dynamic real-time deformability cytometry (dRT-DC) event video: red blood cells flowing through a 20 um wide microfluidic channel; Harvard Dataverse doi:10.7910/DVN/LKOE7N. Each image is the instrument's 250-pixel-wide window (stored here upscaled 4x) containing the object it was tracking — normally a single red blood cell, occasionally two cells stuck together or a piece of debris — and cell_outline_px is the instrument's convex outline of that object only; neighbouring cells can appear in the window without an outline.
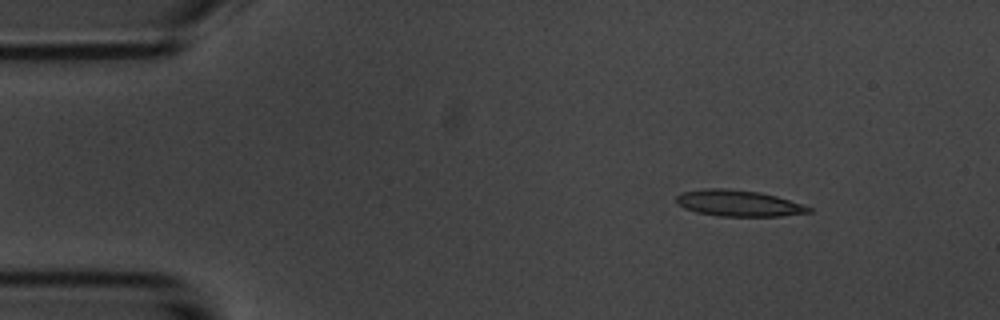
{"species": "common noctule bat (a hibernating species)", "species_latin": "Nyctalus noctula", "temperature_condition": "room temperature", "stored_images_in_passage": 5, "camera_frame_rate_fps": 3000, "um_per_image_px": 0.085, "animal": {"sex": "male", "body_mass_g": 20.1, "forearm_length_mm": 53.5}, "frame": {"image": 1, "passage_image": 2, "time_ms": 1.333, "image_size_px": [1000, 320], "cell_outline_px": [[812, 212], [780, 216], [720, 216], [696, 212], [684, 208], [676, 200], [676, 196], [684, 192], [704, 188], [724, 188], [760, 192], [776, 196], [812, 208]], "centroid_in_image_um": [62.76, 17.27], "position_along_channel_um": 22.2, "area_um2": 20.0}}
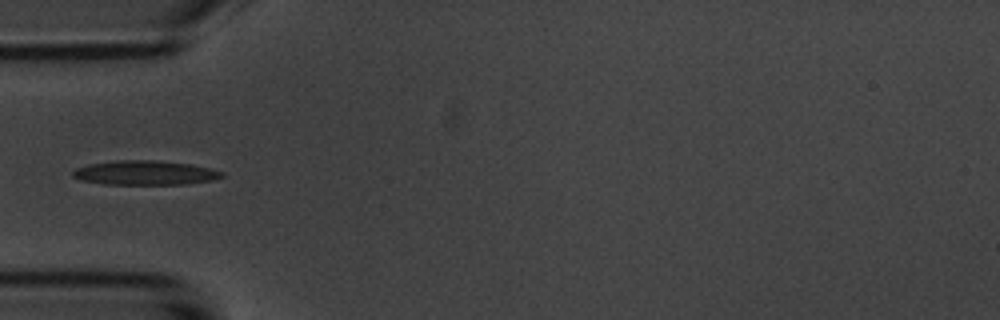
{"frame": {"image": 2, "passage_image": 5, "time_ms": 4.667, "image_size_px": [1000, 320], "cell_outline_px": [[224, 176], [212, 180], [184, 184], [104, 184], [80, 180], [72, 176], [72, 172], [76, 168], [88, 164], [116, 160], [156, 160], [192, 164], [212, 168], [224, 172]], "centroid_in_image_um": [12.33, 14.68], "position_along_channel_um": 72.7, "area_um2": 21.27}}